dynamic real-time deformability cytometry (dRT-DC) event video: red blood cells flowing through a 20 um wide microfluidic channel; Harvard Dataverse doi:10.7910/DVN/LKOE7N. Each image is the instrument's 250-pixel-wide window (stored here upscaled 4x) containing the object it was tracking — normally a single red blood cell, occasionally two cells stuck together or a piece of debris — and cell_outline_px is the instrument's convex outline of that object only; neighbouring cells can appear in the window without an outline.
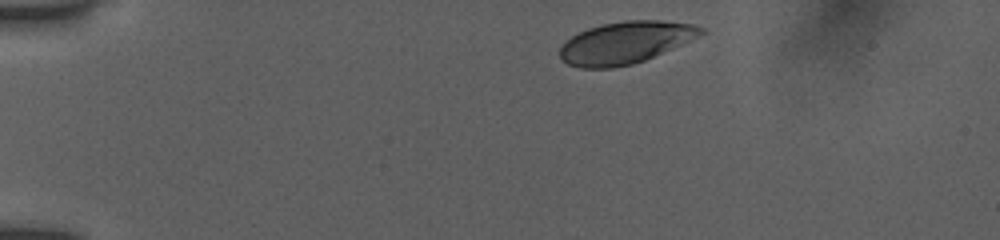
{"species": "human", "species_latin": "Homo sapiens", "temperature_condition": "room temperature", "stored_images_in_passage": 37, "camera_frame_rate_fps": 3000, "um_per_image_px": 0.085, "donor": {"sex": "female"}, "frame": {"image": 1, "passage_image": 1, "time_ms": 0.0, "image_size_px": [1000, 240], "cell_outline_px": [[708, 32], [700, 36], [644, 60], [632, 64], [612, 68], [580, 68], [568, 64], [560, 60], [560, 48], [572, 36], [588, 28], [600, 24], [624, 20], [660, 20], [692, 24], [704, 28]], "centroid_in_image_um": [53.16, 3.61], "position_along_channel_um": 31.8, "area_um2": 34.51}}
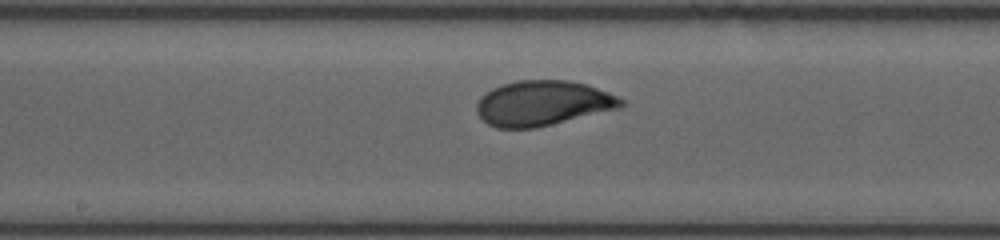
{"frame": {"image": 2, "passage_image": 20, "time_ms": 6.333, "image_size_px": [1000, 240], "cell_outline_px": [[624, 104], [620, 108], [536, 128], [496, 128], [488, 124], [476, 112], [476, 104], [480, 96], [492, 88], [516, 80], [568, 80], [584, 84], [608, 92], [624, 100]], "centroid_in_image_um": [46.11, 8.78], "position_along_channel_um": 202.1, "area_um2": 37.86}}
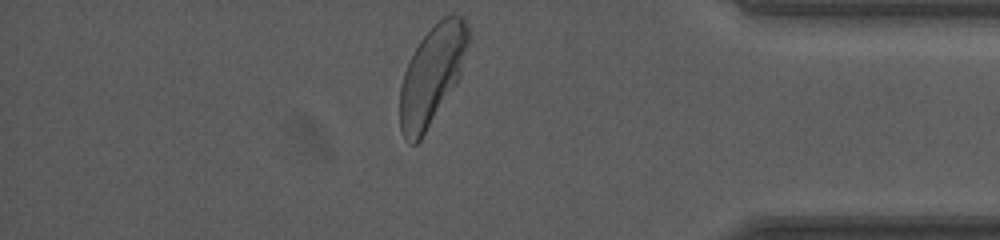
{"frame": {"image": 3, "passage_image": 37, "time_ms": 12.0, "image_size_px": [1000, 240], "cell_outline_px": [[472, 36], [460, 76], [420, 140], [416, 144], [408, 144], [404, 140], [400, 128], [400, 88], [404, 72], [420, 40], [444, 16], [452, 12], [460, 16], [464, 20]], "centroid_in_image_um": [36.74, 6.37], "position_along_channel_um": 398.5, "area_um2": 39.07}, "authors_computed_cell_mechanics": {"area_um2": 37.1654, "velocity_mm_per_s": 3.8845, "shape_relaxation_time_tau1_ms": 2.0083, "shape_relaxation_time_tau2_ms": null, "deformation_change_tau1": 0.1221, "deformation_change_tau2": null}}